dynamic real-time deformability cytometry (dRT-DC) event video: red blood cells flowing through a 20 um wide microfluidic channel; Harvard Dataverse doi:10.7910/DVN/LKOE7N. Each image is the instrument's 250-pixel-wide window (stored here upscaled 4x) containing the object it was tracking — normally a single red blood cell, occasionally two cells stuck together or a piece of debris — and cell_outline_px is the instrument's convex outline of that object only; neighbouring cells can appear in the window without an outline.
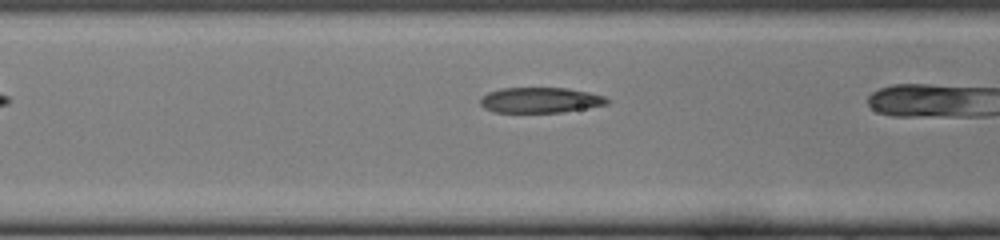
{"species": "common noctule bat (a hibernating species)", "species_latin": "Nyctalus noctula", "temperature_condition": "cold", "stored_images_in_passage": 10, "camera_frame_rate_fps": 3000, "um_per_image_px": 0.085, "animal": {"sex": "female", "body_mass_g": 22.0, "forearm_length_mm": 56.7}, "frame": {"image": 1, "passage_image": 5, "time_ms": 1.333, "image_size_px": [1000, 240], "cell_outline_px": [[608, 104], [560, 112], [492, 112], [484, 108], [480, 104], [480, 96], [488, 92], [500, 88], [568, 88], [588, 92], [604, 96], [608, 100]], "centroid_in_image_um": [45.86, 8.5], "position_along_channel_um": 120.7, "area_um2": 18.73}}